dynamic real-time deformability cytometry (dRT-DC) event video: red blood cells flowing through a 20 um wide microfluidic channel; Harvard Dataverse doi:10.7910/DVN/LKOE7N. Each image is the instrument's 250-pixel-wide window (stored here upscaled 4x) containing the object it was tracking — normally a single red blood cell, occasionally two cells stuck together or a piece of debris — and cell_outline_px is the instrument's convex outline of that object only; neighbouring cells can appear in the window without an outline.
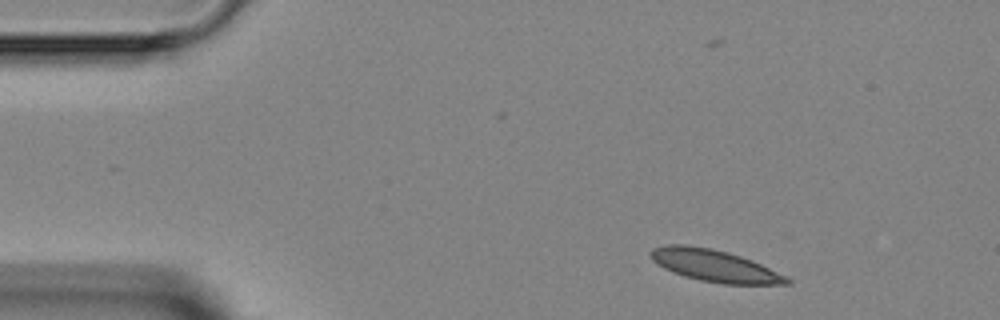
{"species": "Egyptian fruit bat (a non-hibernating species)", "species_latin": "Rousettus aegyptiacus", "temperature_condition": "room temperature", "stored_images_in_passage": 4, "segment_of_instrument_passage": [1, 2], "camera_frame_rate_fps": 3000, "um_per_image_px": 0.085, "animal": {"sex": "female"}, "frame": {"image": 1, "passage_image": 1, "time_ms": 0.0, "image_size_px": [1000, 320], "cell_outline_px": [[792, 284], [724, 284], [700, 280], [684, 276], [672, 272], [664, 268], [652, 260], [648, 256], [648, 252], [652, 248], [668, 244], [688, 244], [712, 248], [728, 252], [752, 260], [788, 276], [792, 280]], "centroid_in_image_um": [60.73, 22.57], "position_along_channel_um": 24.3, "area_um2": 25.66}}